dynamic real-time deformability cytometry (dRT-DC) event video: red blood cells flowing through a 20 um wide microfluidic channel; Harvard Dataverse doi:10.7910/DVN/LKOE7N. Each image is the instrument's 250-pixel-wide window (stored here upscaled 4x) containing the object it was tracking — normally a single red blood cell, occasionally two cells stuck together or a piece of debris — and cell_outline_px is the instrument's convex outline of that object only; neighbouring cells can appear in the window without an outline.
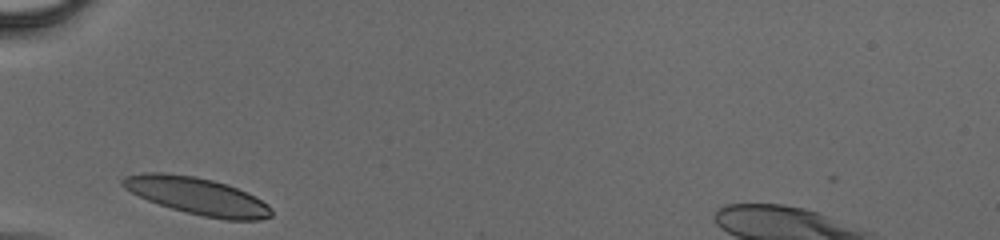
{"species": "human", "species_latin": "Homo sapiens", "temperature_condition": "cold", "stored_images_in_passage": 23, "camera_frame_rate_fps": 3000, "um_per_image_px": 0.085, "donor": {"sex": "male"}, "frame": {"image": 1, "passage_image": 1, "time_ms": 0.0, "image_size_px": [1000, 240], "cell_outline_px": [[272, 216], [260, 220], [224, 220], [204, 216], [172, 208], [148, 200], [124, 188], [120, 184], [120, 180], [124, 176], [140, 172], [164, 172], [196, 176], [212, 180], [248, 192], [268, 204], [272, 208]], "centroid_in_image_um": [16.76, 16.65], "position_along_channel_um": 68.2, "area_um2": 32.19}}
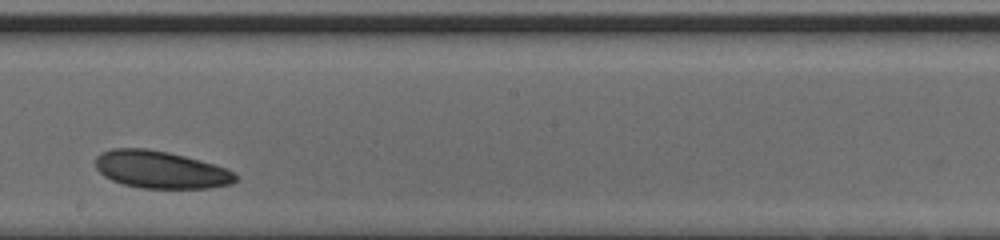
{"frame": {"image": 2, "passage_image": 13, "time_ms": 4.0, "image_size_px": [1000, 240], "cell_outline_px": [[236, 180], [232, 184], [208, 188], [140, 188], [124, 184], [112, 180], [104, 176], [96, 168], [96, 156], [100, 152], [112, 148], [144, 148], [168, 152], [200, 160], [224, 168], [232, 172], [236, 176]], "centroid_in_image_um": [13.61, 14.42], "position_along_channel_um": 234.6, "area_um2": 30.35}}
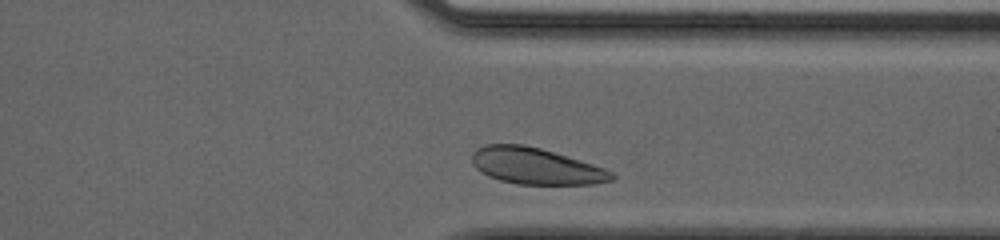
{"frame": {"image": 3, "passage_image": 22, "time_ms": 7.0, "image_size_px": [1000, 240], "cell_outline_px": [[616, 176], [612, 180], [592, 184], [516, 184], [500, 180], [488, 176], [480, 172], [472, 164], [472, 152], [476, 148], [484, 144], [524, 144], [540, 148], [592, 164], [604, 168], [612, 172]], "centroid_in_image_um": [45.49, 14.11], "position_along_channel_um": 365.9, "area_um2": 29.59}}